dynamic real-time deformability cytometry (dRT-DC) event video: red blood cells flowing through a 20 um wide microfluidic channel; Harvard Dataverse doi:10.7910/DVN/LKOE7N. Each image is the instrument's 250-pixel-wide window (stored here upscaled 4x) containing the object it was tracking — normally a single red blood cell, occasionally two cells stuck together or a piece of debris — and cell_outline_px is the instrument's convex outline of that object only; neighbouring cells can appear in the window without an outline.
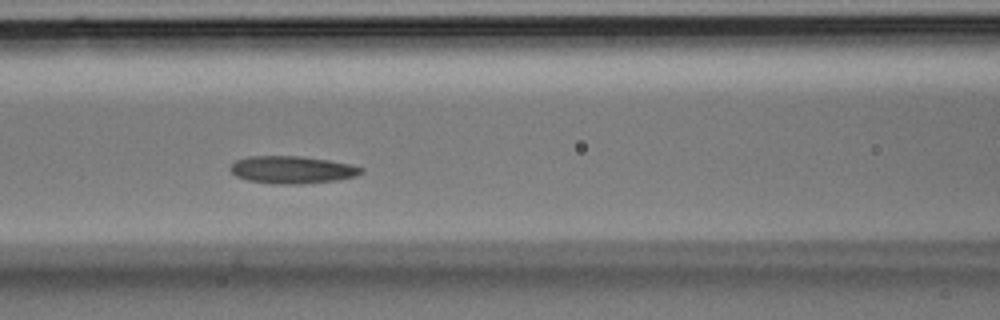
{"species": "Egyptian fruit bat (a non-hibernating species)", "species_latin": "Rousettus aegyptiacus", "temperature_condition": "room temperature", "stored_images_in_passage": 22, "camera_frame_rate_fps": 3000, "um_per_image_px": 0.085, "animal": {"sex": "male"}, "frame": {"image": 1, "passage_image": 8, "time_ms": 2.333, "image_size_px": [1000, 320], "cell_outline_px": [[364, 172], [356, 176], [336, 180], [300, 184], [272, 184], [248, 180], [236, 176], [228, 168], [236, 160], [248, 156], [300, 156], [328, 160], [348, 164], [364, 168]], "centroid_in_image_um": [24.81, 14.43], "position_along_channel_um": 141.8, "area_um2": 20.92}}
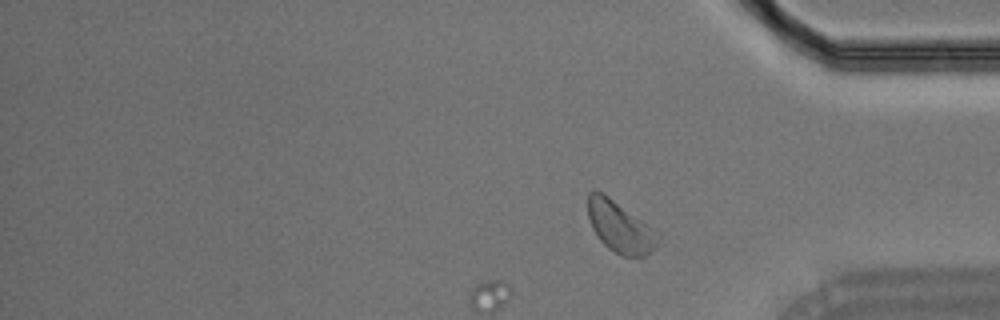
{"frame": {"image": 2, "passage_image": 22, "time_ms": 7.0, "image_size_px": [1000, 320], "cell_outline_px": [[660, 236], [656, 248], [644, 256], [620, 256], [608, 248], [600, 240], [592, 228], [588, 216], [588, 192], [592, 188], [596, 188], [604, 192], [660, 232]], "centroid_in_image_um": [52.71, 19.25], "position_along_channel_um": 382.5, "area_um2": 21.44}}